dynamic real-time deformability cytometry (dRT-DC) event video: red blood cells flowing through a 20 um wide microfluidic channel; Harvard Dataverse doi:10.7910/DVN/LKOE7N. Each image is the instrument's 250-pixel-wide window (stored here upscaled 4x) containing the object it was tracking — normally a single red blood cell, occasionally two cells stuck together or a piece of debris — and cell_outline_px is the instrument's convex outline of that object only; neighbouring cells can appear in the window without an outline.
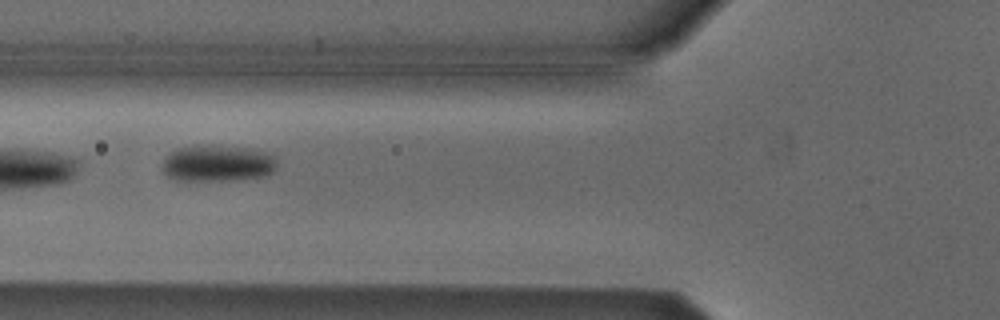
{"species": "Egyptian fruit bat (a non-hibernating species)", "species_latin": "Rousettus aegyptiacus", "temperature_condition": "cold", "stored_images_in_passage": 5, "camera_frame_rate_fps": 3000, "um_per_image_px": 0.085, "animal": {"sex": "male"}, "frame": {"image": 1, "passage_image": 2, "time_ms": 0.333, "image_size_px": [1000, 320], "cell_outline_px": [[276, 168], [272, 172], [264, 176], [228, 180], [176, 180], [168, 176], [160, 168], [164, 160], [176, 148], [200, 144], [208, 144], [248, 148], [264, 152], [272, 156], [276, 160]], "centroid_in_image_um": [18.45, 13.86], "position_along_channel_um": 107.3, "area_um2": 24.39}}
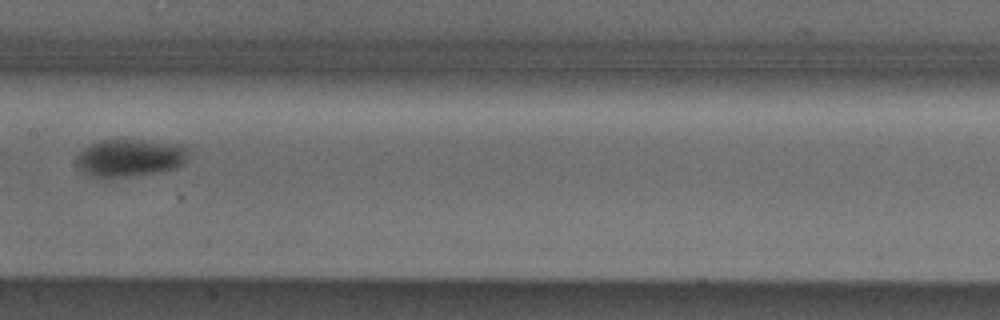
{"frame": {"image": 2, "passage_image": 4, "time_ms": 1.0, "image_size_px": [1000, 320], "cell_outline_px": [[188, 152], [184, 164], [176, 168], [156, 172], [128, 176], [88, 176], [80, 168], [76, 160], [76, 156], [84, 148], [100, 140], [140, 140], [188, 144]], "centroid_in_image_um": [11.1, 13.39], "position_along_channel_um": 196.3, "area_um2": 24.33}}
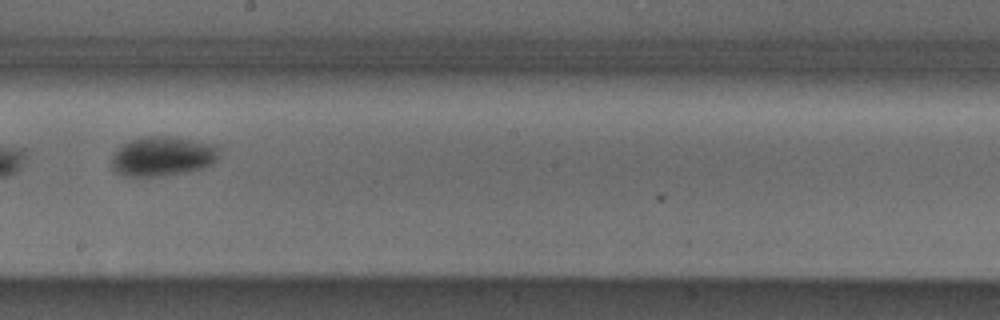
{"frame": {"image": 3, "passage_image": 5, "time_ms": 1.333, "image_size_px": [1000, 320], "cell_outline_px": [[220, 156], [212, 164], [204, 168], [168, 176], [128, 176], [116, 172], [112, 164], [112, 156], [124, 144], [140, 136], [172, 136], [212, 144], [220, 148]], "centroid_in_image_um": [13.88, 13.29], "position_along_channel_um": 234.3, "area_um2": 24.85}}